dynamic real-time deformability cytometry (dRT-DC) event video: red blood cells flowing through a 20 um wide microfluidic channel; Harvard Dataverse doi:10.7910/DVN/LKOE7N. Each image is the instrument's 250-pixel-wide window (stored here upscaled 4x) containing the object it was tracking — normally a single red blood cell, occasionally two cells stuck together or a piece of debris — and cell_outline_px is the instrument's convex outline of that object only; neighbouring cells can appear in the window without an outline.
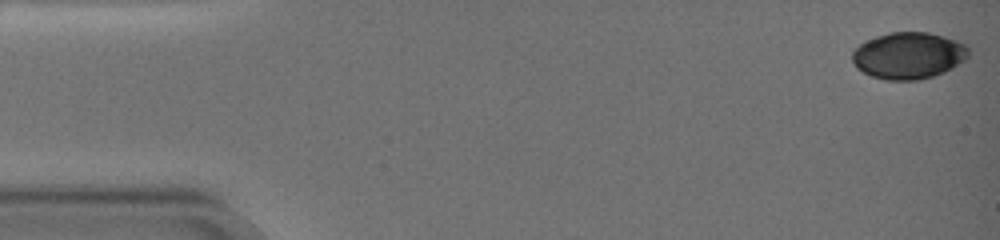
{"species": "common noctule bat (a hibernating species)", "species_latin": "Nyctalus noctula", "temperature_condition": "warm", "stored_images_in_passage": 65, "camera_frame_rate_fps": 3000, "um_per_image_px": 0.085, "animal": {"sex": "female", "body_mass_g": 19.0, "forearm_length_mm": 51.5}, "frame": {"image": 1, "passage_image": 1, "time_ms": 0.0, "image_size_px": [1000, 240], "cell_outline_px": [[968, 56], [944, 72], [920, 80], [884, 80], [872, 76], [856, 68], [852, 60], [852, 52], [860, 44], [868, 40], [892, 32], [924, 32], [940, 36], [964, 44], [968, 48]], "centroid_in_image_um": [77.17, 4.74], "position_along_channel_um": 7.8, "area_um2": 30.98}}
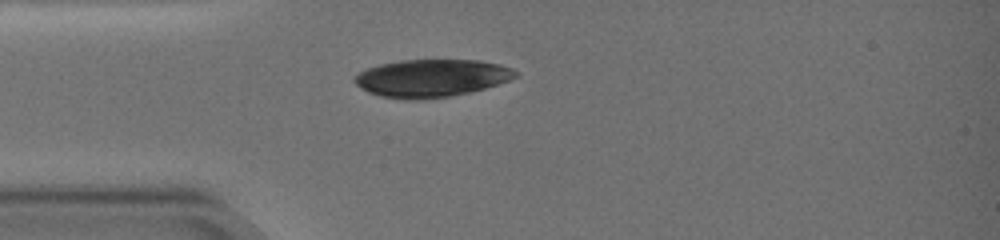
{"frame": {"image": 2, "passage_image": 18, "time_ms": 5.667, "image_size_px": [1000, 240], "cell_outline_px": [[516, 76], [508, 80], [484, 88], [468, 92], [448, 96], [424, 100], [404, 100], [380, 96], [368, 92], [356, 84], [356, 76], [360, 72], [368, 68], [384, 64], [408, 60], [476, 60], [496, 64], [508, 68], [516, 72]], "centroid_in_image_um": [36.64, 6.66], "position_along_channel_um": 48.4, "area_um2": 34.51}}